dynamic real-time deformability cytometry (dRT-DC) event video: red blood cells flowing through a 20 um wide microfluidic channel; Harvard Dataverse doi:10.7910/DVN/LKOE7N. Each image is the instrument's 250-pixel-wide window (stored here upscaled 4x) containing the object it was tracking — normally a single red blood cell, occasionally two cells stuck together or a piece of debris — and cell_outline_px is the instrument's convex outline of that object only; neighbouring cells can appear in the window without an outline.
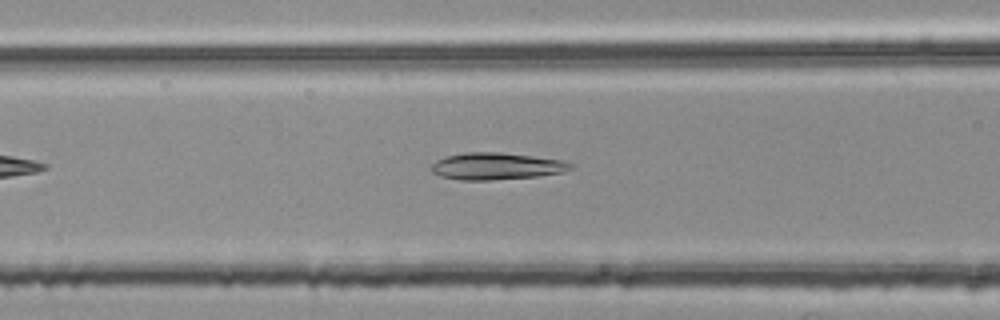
{"species": "common noctule bat (a hibernating species)", "species_latin": "Nyctalus noctula", "temperature_condition": "room temperature", "stored_images_in_passage": 36, "camera_frame_rate_fps": 3000, "um_per_image_px": 0.085, "animal": {"sex": "female", "body_mass_g": 25.1}, "frame": {"image": 1, "passage_image": 11, "time_ms": 3.333, "image_size_px": [1000, 320], "cell_outline_px": [[572, 168], [560, 172], [536, 176], [488, 180], [460, 180], [440, 176], [432, 172], [432, 164], [436, 160], [448, 156], [464, 152], [500, 152], [560, 160], [572, 164]], "centroid_in_image_um": [42.12, 14.12], "position_along_channel_um": 124.5, "area_um2": 21.44}}
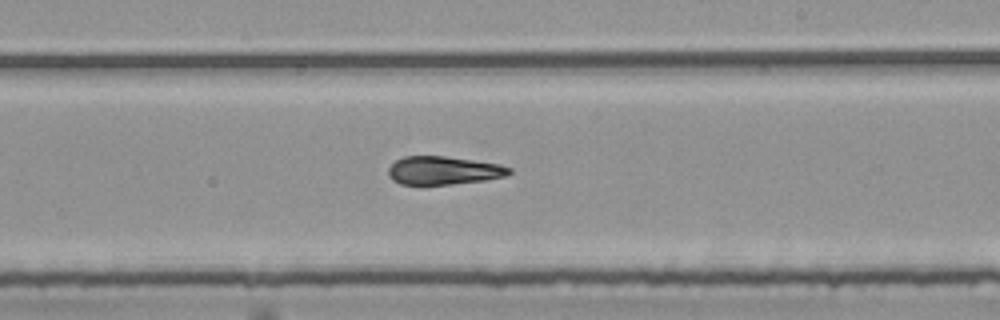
{"frame": {"image": 2, "passage_image": 21, "time_ms": 6.667, "image_size_px": [1000, 320], "cell_outline_px": [[512, 172], [504, 176], [484, 180], [448, 184], [400, 184], [392, 180], [388, 176], [388, 168], [396, 160], [404, 156], [444, 156], [500, 164], [512, 168]], "centroid_in_image_um": [37.67, 14.48], "position_along_channel_um": 251.3, "area_um2": 19.77}}
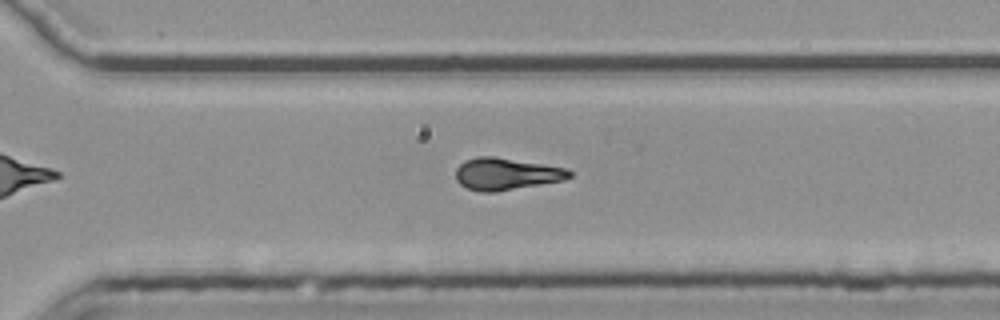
{"frame": {"image": 3, "passage_image": 27, "time_ms": 8.667, "image_size_px": [1000, 320], "cell_outline_px": [[572, 176], [564, 180], [496, 192], [480, 192], [468, 188], [460, 184], [456, 180], [456, 168], [464, 160], [476, 156], [496, 156], [568, 168], [572, 172]], "centroid_in_image_um": [43.03, 14.77], "position_along_channel_um": 327.6, "area_um2": 21.44}, "authors_computed_cell_mechanics": {"area_um2": 20.9814, "velocity_mm_per_s": 3.8075, "shape_relaxation_time_tau1_ms": 4.6926, "shape_relaxation_time_tau2_ms": 2.2237, "deformation_change_tau1": 0.2067, "deformation_change_tau2": 0.1168}}